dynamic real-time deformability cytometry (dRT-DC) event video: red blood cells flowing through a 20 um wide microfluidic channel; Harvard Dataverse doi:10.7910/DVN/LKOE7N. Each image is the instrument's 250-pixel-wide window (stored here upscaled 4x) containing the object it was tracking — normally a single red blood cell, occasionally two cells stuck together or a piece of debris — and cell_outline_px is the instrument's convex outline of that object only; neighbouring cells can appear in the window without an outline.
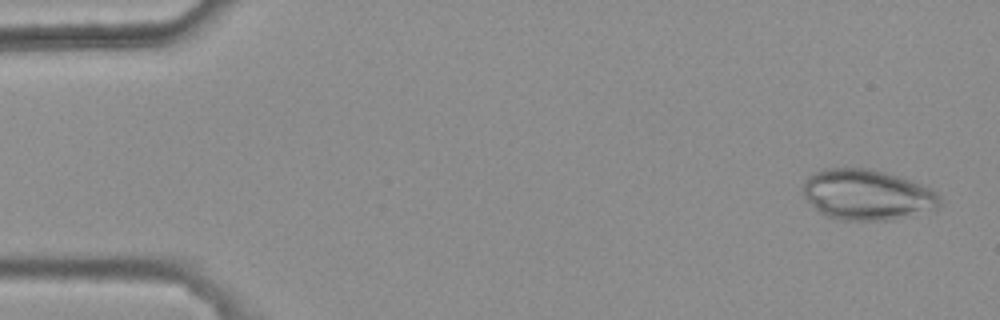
{"species": "common noctule bat (a hibernating species)", "species_latin": "Nyctalus noctula", "temperature_condition": "warm", "stored_images_in_passage": 4, "camera_frame_rate_fps": 3000, "um_per_image_px": 0.085, "animal": {"sex": "female", "body_mass_g": 25.1}, "frame": {"image": 1, "passage_image": 1, "time_ms": 0.0, "image_size_px": [1000, 320], "cell_outline_px": [[940, 204], [936, 208], [912, 216], [892, 220], [836, 220], [820, 212], [804, 196], [800, 188], [804, 180], [808, 176], [820, 168], [868, 168], [900, 176], [912, 180], [932, 188], [940, 196]], "centroid_in_image_um": [73.69, 16.54], "position_along_channel_um": 11.3, "area_um2": 40.81}}